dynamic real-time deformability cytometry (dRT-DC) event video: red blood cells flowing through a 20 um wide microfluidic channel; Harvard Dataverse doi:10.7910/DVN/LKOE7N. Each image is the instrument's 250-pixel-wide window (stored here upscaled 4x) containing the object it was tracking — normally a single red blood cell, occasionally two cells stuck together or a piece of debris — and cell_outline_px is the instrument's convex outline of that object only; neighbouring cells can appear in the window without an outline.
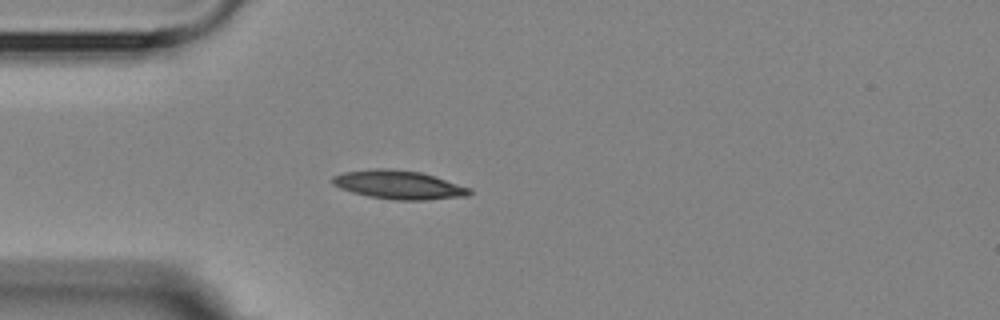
{"species": "Egyptian fruit bat (a non-hibernating species)", "species_latin": "Rousettus aegyptiacus", "temperature_condition": "room temperature", "stored_images_in_passage": 1, "camera_frame_rate_fps": 3000, "um_per_image_px": 0.085, "animal": {"sex": "female"}, "frame": {"image": 1, "passage_image": 1, "time_ms": 0.0, "image_size_px": [1000, 320], "cell_outline_px": [[472, 192], [468, 196], [428, 200], [396, 200], [368, 196], [352, 192], [340, 188], [332, 184], [332, 176], [344, 172], [372, 168], [388, 168], [420, 172], [472, 188]], "centroid_in_image_um": [33.89, 15.71], "position_along_channel_um": 51.1, "area_um2": 22.95}}